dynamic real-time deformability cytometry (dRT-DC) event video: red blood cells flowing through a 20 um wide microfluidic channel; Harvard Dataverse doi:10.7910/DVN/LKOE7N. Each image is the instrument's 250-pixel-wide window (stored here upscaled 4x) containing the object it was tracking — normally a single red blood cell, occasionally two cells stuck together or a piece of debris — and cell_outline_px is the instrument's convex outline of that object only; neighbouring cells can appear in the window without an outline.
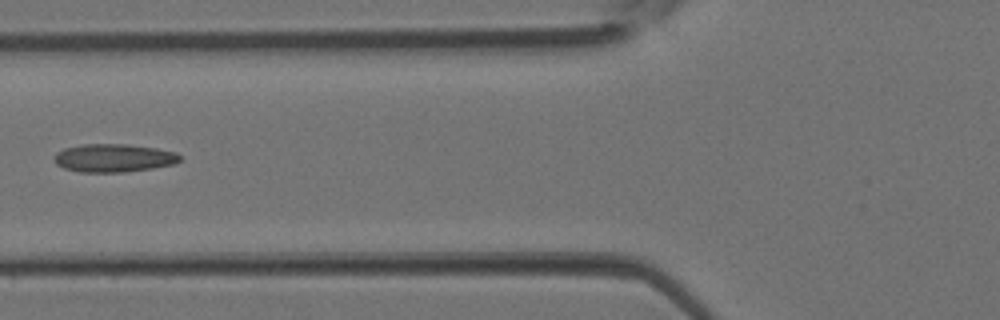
{"species": "Egyptian fruit bat (a non-hibernating species)", "species_latin": "Rousettus aegyptiacus", "temperature_condition": "room temperature", "stored_images_in_passage": 5, "camera_frame_rate_fps": 3000, "um_per_image_px": 0.085, "animal": {"sex": "female"}, "frame": {"image": 1, "passage_image": 5, "time_ms": 1.333, "image_size_px": [1000, 320], "cell_outline_px": [[180, 160], [176, 164], [152, 168], [124, 172], [80, 172], [64, 168], [56, 164], [56, 152], [64, 148], [84, 144], [128, 144], [156, 148], [176, 152], [180, 156]], "centroid_in_image_um": [9.69, 13.43], "position_along_channel_um": 116.1, "area_um2": 20.58}}